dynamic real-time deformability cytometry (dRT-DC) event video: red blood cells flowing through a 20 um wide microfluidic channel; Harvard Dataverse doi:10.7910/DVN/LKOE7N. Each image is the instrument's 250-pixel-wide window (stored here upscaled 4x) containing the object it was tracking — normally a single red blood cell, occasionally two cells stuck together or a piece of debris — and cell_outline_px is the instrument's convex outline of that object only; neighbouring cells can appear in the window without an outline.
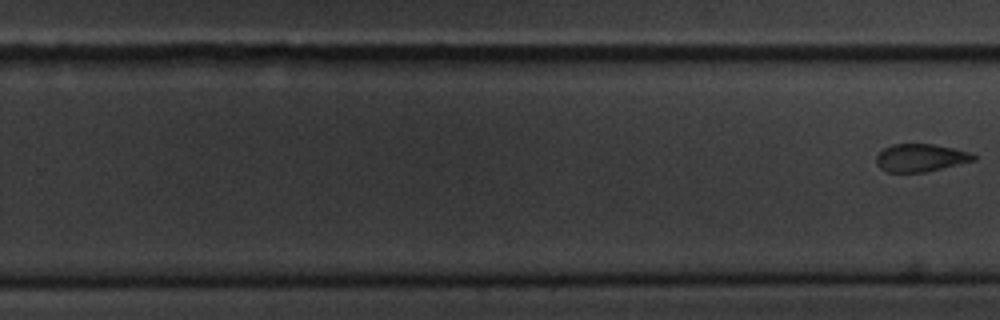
{"species": "common noctule bat (a hibernating species)", "species_latin": "Nyctalus noctula", "temperature_condition": "cold", "stored_images_in_passage": 11, "segment_of_instrument_passage": [2, 2], "camera_frame_rate_fps": 3000, "um_per_image_px": 0.085, "animal": {"sex": "male", "body_mass_g": 20.1, "forearm_length_mm": 53.5}, "frame": {"image": 1, "passage_image": 11, "time_ms": 13.0, "image_size_px": [1000, 320], "cell_outline_px": [[976, 160], [924, 172], [888, 172], [880, 168], [876, 164], [876, 156], [884, 148], [892, 144], [932, 144], [952, 148], [968, 152], [976, 156]], "centroid_in_image_um": [78.21, 13.41], "position_along_channel_um": 251.6, "area_um2": 15.55}}